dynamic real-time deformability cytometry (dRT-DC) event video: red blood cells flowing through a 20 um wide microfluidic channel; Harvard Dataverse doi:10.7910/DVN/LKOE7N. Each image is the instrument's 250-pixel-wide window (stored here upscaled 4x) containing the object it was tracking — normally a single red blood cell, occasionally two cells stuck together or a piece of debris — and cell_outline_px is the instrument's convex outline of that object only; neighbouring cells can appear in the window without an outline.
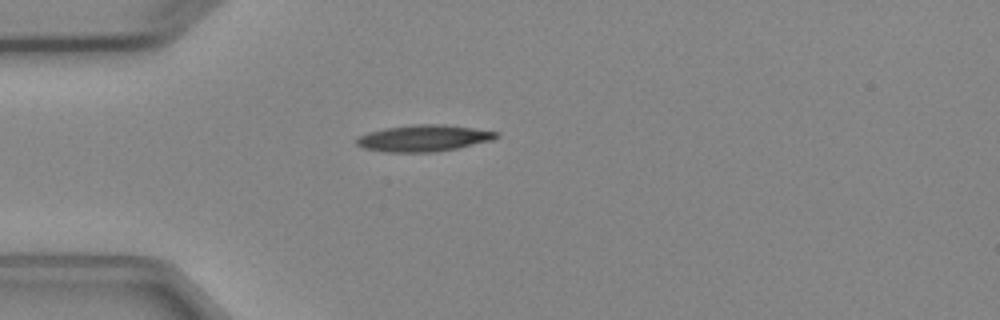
{"species": "Egyptian fruit bat (a non-hibernating species)", "species_latin": "Rousettus aegyptiacus", "temperature_condition": "cold", "stored_images_in_passage": 3, "camera_frame_rate_fps": 3000, "um_per_image_px": 0.085, "animal": {"sex": "female"}, "frame": {"image": 1, "passage_image": 1, "time_ms": 0.0, "image_size_px": [1000, 320], "cell_outline_px": [[500, 136], [492, 140], [456, 148], [436, 152], [384, 152], [364, 148], [356, 144], [356, 140], [360, 136], [368, 132], [384, 128], [416, 124], [444, 124], [500, 132]], "centroid_in_image_um": [36.02, 11.74], "position_along_channel_um": 49.0, "area_um2": 21.56}}